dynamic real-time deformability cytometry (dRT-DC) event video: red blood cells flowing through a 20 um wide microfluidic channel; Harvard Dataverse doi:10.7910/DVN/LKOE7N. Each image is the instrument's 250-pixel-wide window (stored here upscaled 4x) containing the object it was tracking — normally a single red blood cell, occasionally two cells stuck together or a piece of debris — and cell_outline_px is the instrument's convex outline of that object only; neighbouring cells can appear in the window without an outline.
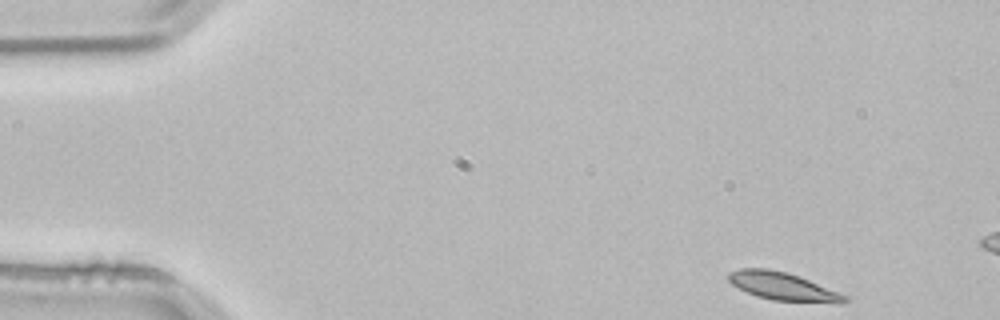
{"species": "common noctule bat (a hibernating species)", "species_latin": "Nyctalus noctula", "temperature_condition": "room temperature", "stored_images_in_passage": 3, "camera_frame_rate_fps": 3000, "um_per_image_px": 0.085, "animal": {"sex": "male", "body_mass_g": 21.5, "forearm_length_mm": 52.0}, "frame": {"image": 1, "passage_image": 1, "time_ms": 0.0, "image_size_px": [1000, 320], "cell_outline_px": [[848, 300], [844, 304], [836, 304], [772, 300], [756, 296], [732, 284], [728, 280], [728, 272], [740, 268], [768, 268], [784, 272], [808, 280], [848, 296]], "centroid_in_image_um": [66.57, 24.36], "position_along_channel_um": 18.4, "area_um2": 18.9}}